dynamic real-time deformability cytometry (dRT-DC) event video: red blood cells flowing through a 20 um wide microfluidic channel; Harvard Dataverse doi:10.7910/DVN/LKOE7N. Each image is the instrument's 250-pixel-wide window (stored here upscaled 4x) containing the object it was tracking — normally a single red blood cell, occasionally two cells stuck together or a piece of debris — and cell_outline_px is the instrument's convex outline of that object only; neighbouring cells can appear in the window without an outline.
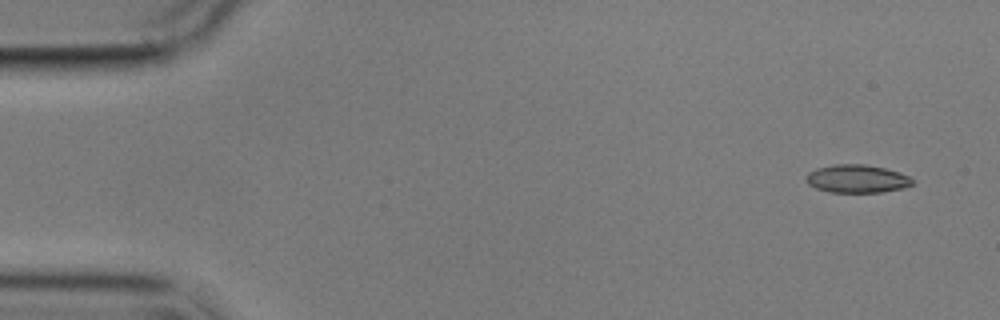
{"species": "common noctule bat (a hibernating species)", "species_latin": "Nyctalus noctula", "temperature_condition": "cold", "stored_images_in_passage": 6, "camera_frame_rate_fps": 3000, "um_per_image_px": 0.085, "animal": {"sex": "male", "body_mass_g": 17.9}, "frame": {"image": 1, "passage_image": 1, "time_ms": 0.0, "image_size_px": [1000, 320], "cell_outline_px": [[912, 184], [904, 188], [880, 192], [828, 192], [816, 188], [808, 184], [804, 180], [808, 172], [816, 168], [836, 164], [864, 164], [884, 168], [900, 172], [908, 176], [912, 180]], "centroid_in_image_um": [72.8, 15.19], "position_along_channel_um": 12.2, "area_um2": 17.4}}
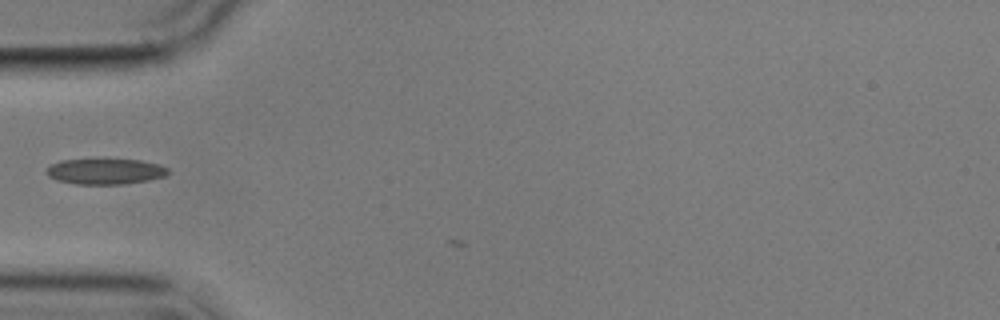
{"frame": {"image": 2, "passage_image": 5, "time_ms": 5.0, "image_size_px": [1000, 320], "cell_outline_px": [[168, 172], [164, 176], [148, 180], [124, 184], [76, 184], [56, 180], [48, 176], [48, 168], [52, 164], [60, 160], [140, 160], [160, 164], [168, 168]], "centroid_in_image_um": [8.96, 14.58], "position_along_channel_um": 76.0, "area_um2": 17.92}}